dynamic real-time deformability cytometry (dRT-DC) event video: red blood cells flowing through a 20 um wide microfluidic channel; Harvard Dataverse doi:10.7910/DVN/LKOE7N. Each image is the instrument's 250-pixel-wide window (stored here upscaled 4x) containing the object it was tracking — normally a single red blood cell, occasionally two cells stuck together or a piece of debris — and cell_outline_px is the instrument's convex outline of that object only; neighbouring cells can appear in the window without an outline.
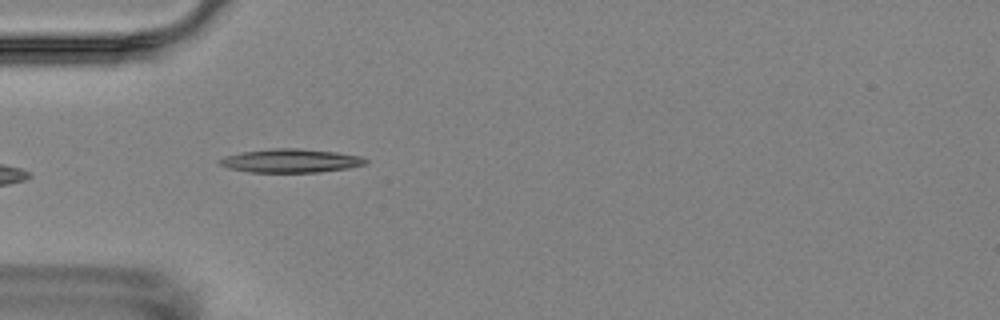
{"species": "Egyptian fruit bat (a non-hibernating species)", "species_latin": "Rousettus aegyptiacus", "temperature_condition": "room temperature", "stored_images_in_passage": 5, "camera_frame_rate_fps": 3000, "um_per_image_px": 0.085, "animal": {"sex": "female"}, "frame": {"image": 1, "passage_image": 5, "time_ms": 5.667, "image_size_px": [1000, 320], "cell_outline_px": [[368, 160], [364, 164], [348, 168], [320, 172], [248, 172], [228, 168], [220, 164], [216, 160], [224, 156], [244, 152], [276, 148], [296, 148], [336, 152], [360, 156]], "centroid_in_image_um": [24.68, 13.67], "position_along_channel_um": 60.3, "area_um2": 19.94}}